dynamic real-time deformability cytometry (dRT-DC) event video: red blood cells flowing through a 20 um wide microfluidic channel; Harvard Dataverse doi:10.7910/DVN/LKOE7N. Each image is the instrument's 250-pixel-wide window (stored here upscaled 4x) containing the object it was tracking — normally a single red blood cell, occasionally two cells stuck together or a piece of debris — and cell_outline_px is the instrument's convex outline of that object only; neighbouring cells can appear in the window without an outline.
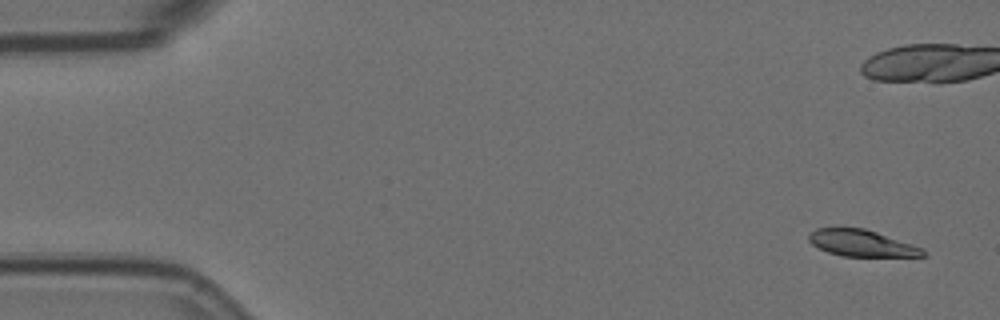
{"species": "Egyptian fruit bat (a non-hibernating species)", "species_latin": "Rousettus aegyptiacus", "temperature_condition": "room temperature", "stored_images_in_passage": 7, "camera_frame_rate_fps": 3000, "um_per_image_px": 0.085, "animal": {"sex": "female"}, "frame": {"image": 1, "passage_image": 1, "time_ms": 0.0, "image_size_px": [1000, 320], "cell_outline_px": [[928, 256], [844, 256], [828, 252], [812, 244], [808, 240], [808, 232], [816, 228], [864, 228], [924, 248]], "centroid_in_image_um": [73.24, 20.67], "position_along_channel_um": 11.8, "area_um2": 17.57}}
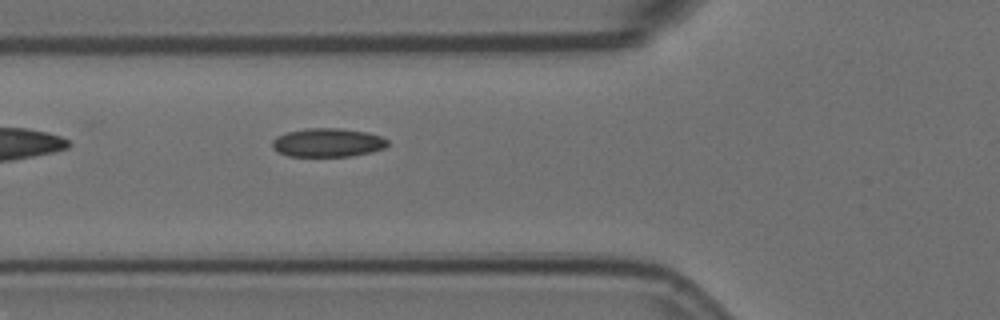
{"frame": {"image": 2, "passage_image": 7, "time_ms": 2.0, "image_size_px": [1000, 320], "cell_outline_px": [[388, 144], [384, 148], [372, 152], [352, 156], [288, 156], [272, 148], [272, 140], [276, 136], [288, 132], [304, 128], [340, 128], [368, 132], [380, 136], [388, 140]], "centroid_in_image_um": [27.86, 12.11], "position_along_channel_um": 97.9, "area_um2": 19.36}}